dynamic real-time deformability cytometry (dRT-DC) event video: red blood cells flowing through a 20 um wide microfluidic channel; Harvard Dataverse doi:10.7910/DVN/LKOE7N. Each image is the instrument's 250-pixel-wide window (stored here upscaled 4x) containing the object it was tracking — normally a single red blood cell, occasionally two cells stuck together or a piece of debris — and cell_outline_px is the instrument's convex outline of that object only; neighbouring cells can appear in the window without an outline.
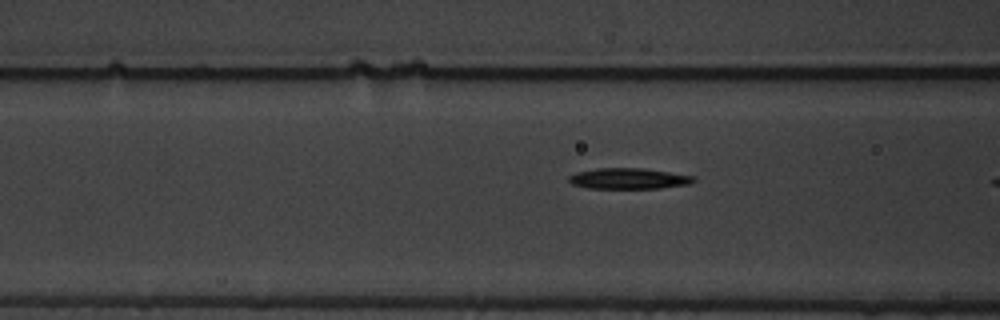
{"species": "common noctule bat (a hibernating species)", "species_latin": "Nyctalus noctula", "temperature_condition": "warm", "stored_images_in_passage": 8, "camera_frame_rate_fps": 3000, "um_per_image_px": 0.085, "animal": {"sex": "male", "body_mass_g": 19.5, "forearm_length_mm": 54.6}, "frame": {"image": 1, "passage_image": 7, "time_ms": 2.0, "image_size_px": [1000, 320], "cell_outline_px": [[696, 180], [692, 184], [660, 188], [588, 188], [572, 184], [568, 180], [568, 176], [576, 172], [596, 168], [644, 168], [696, 176]], "centroid_in_image_um": [53.47, 15.17], "position_along_channel_um": 113.1, "area_um2": 15.32}}